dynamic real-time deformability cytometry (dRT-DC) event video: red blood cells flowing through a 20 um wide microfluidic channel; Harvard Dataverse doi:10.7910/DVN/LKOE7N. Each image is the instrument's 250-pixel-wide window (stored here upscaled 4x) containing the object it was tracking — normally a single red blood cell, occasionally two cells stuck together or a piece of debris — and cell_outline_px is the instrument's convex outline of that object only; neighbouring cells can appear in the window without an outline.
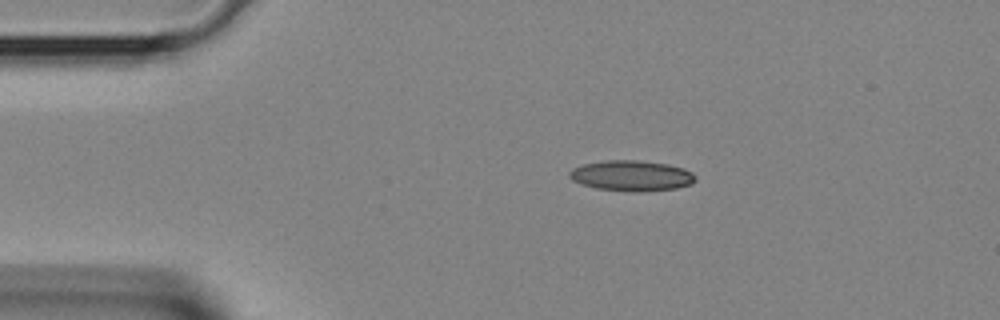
{"species": "Egyptian fruit bat (a non-hibernating species)", "species_latin": "Rousettus aegyptiacus", "temperature_condition": "room temperature", "stored_images_in_passage": 32, "camera_frame_rate_fps": 3000, "um_per_image_px": 0.085, "animal": {"sex": "female"}, "frame": {"image": 1, "passage_image": 1, "time_ms": 0.0, "image_size_px": [1000, 320], "cell_outline_px": [[696, 180], [692, 184], [676, 188], [640, 192], [632, 192], [596, 188], [572, 180], [568, 176], [568, 172], [572, 168], [584, 164], [604, 160], [640, 160], [668, 164], [684, 168], [692, 172], [696, 176]], "centroid_in_image_um": [53.7, 14.93], "position_along_channel_um": 31.3, "area_um2": 22.6}}
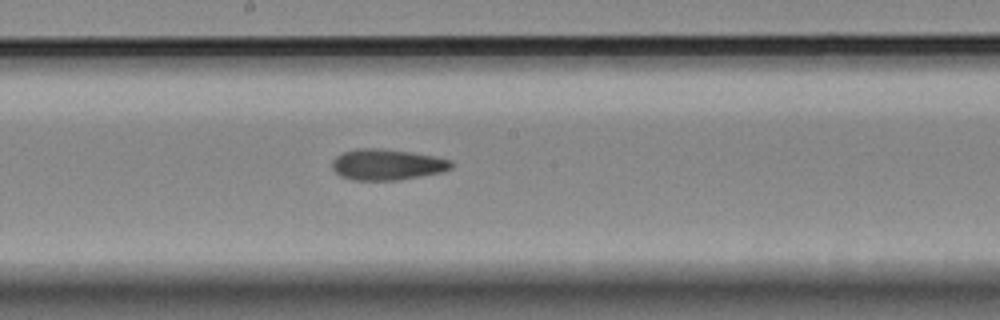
{"frame": {"image": 2, "passage_image": 14, "time_ms": 4.333, "image_size_px": [1000, 320], "cell_outline_px": [[452, 168], [444, 172], [400, 180], [352, 180], [340, 176], [332, 168], [332, 160], [336, 156], [344, 152], [356, 148], [384, 148], [412, 152], [452, 160]], "centroid_in_image_um": [32.9, 13.99], "position_along_channel_um": 215.3, "area_um2": 21.73}}
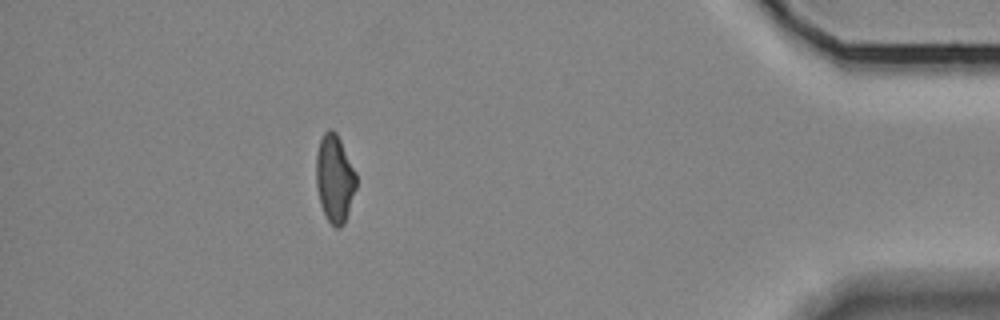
{"frame": {"image": 3, "passage_image": 28, "time_ms": 9.0, "image_size_px": [1000, 320], "cell_outline_px": [[356, 188], [344, 224], [340, 228], [336, 228], [328, 220], [320, 204], [316, 184], [316, 156], [320, 140], [324, 132], [328, 128], [332, 128], [336, 132], [356, 172]], "centroid_in_image_um": [28.44, 15.16], "position_along_channel_um": 406.8, "area_um2": 20.4}}